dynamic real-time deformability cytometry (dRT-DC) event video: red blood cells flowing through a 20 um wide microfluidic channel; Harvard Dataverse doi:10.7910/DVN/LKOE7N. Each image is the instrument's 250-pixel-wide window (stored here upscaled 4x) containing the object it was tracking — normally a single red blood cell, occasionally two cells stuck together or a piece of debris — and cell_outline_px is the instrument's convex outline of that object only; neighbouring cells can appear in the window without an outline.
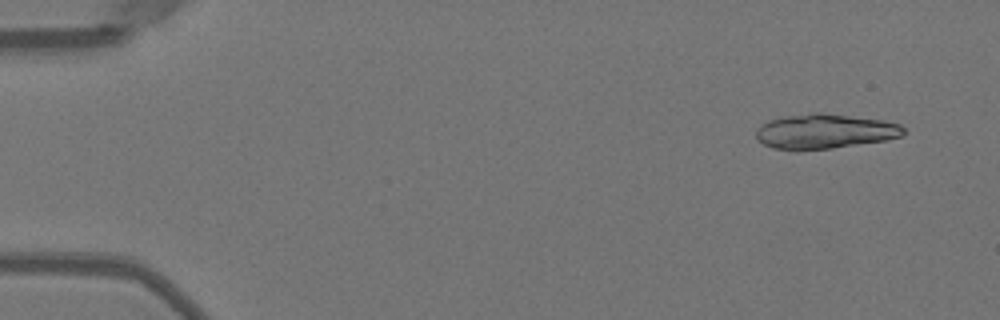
{"species": "Egyptian fruit bat (a non-hibernating species)", "species_latin": "Rousettus aegyptiacus", "temperature_condition": "warm", "stored_images_in_passage": 18, "camera_frame_rate_fps": 3000, "um_per_image_px": 0.085, "animal": {"sex": "female"}, "frame": {"image": 1, "passage_image": 4, "time_ms": 1.0, "image_size_px": [1000, 320], "cell_outline_px": [[904, 132], [900, 136], [884, 140], [832, 148], [800, 152], [796, 152], [772, 148], [764, 144], [756, 136], [756, 132], [760, 124], [768, 120], [784, 116], [808, 112], [820, 112], [884, 120], [900, 124], [904, 128]], "centroid_in_image_um": [70.04, 11.17], "position_along_channel_um": 15.0, "area_um2": 30.29}}
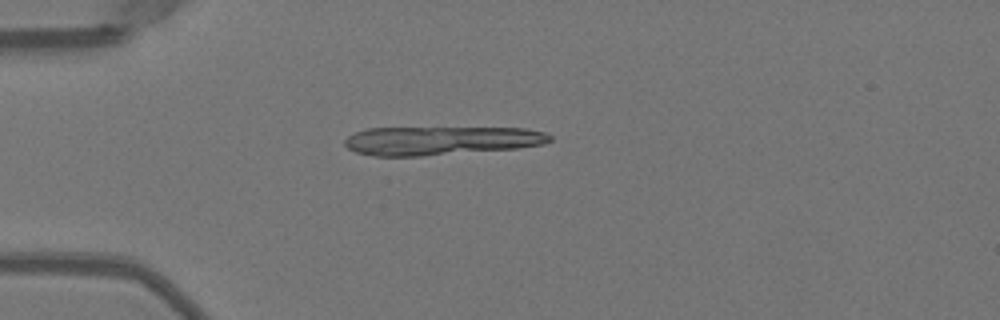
{"frame": {"image": 2, "passage_image": 14, "time_ms": 4.333, "image_size_px": [1000, 320], "cell_outline_px": [[552, 140], [544, 144], [520, 148], [424, 156], [372, 156], [356, 152], [348, 148], [344, 144], [344, 140], [348, 136], [356, 132], [368, 128], [528, 128], [544, 132], [552, 136]], "centroid_in_image_um": [37.5, 11.96], "position_along_channel_um": 47.5, "area_um2": 34.51}}